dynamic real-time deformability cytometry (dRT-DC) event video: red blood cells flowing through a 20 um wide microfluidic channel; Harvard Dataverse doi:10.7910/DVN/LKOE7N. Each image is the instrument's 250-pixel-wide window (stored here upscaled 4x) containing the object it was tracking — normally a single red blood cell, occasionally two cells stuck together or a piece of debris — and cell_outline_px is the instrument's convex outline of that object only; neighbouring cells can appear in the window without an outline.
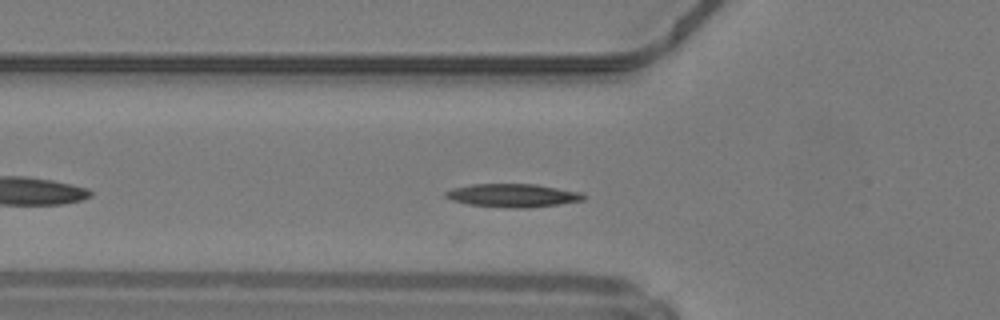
{"species": "common noctule bat (a hibernating species)", "species_latin": "Nyctalus noctula", "temperature_condition": "warm", "stored_images_in_passage": 31, "camera_frame_rate_fps": 3000, "um_per_image_px": 0.085, "animal": {"sex": "male", "body_mass_g": 19.2, "forearm_length_mm": 51.8}, "frame": {"image": 1, "passage_image": 7, "time_ms": 2.0, "image_size_px": [1000, 320], "cell_outline_px": [[588, 196], [584, 200], [560, 204], [524, 208], [508, 208], [468, 204], [452, 200], [444, 196], [444, 192], [452, 188], [472, 184], [536, 184], [580, 192]], "centroid_in_image_um": [43.59, 16.61], "position_along_channel_um": 82.2, "area_um2": 18.79}}
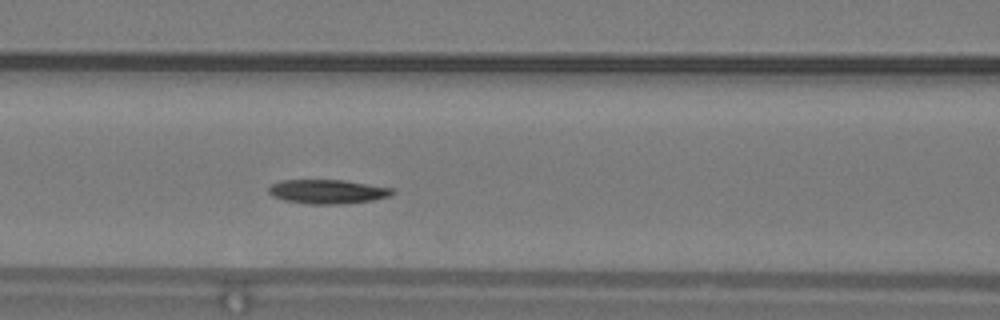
{"frame": {"image": 2, "passage_image": 11, "time_ms": 3.333, "image_size_px": [1000, 320], "cell_outline_px": [[396, 192], [388, 196], [372, 200], [344, 204], [304, 204], [284, 200], [272, 196], [268, 192], [268, 188], [272, 184], [280, 180], [344, 180], [392, 188]], "centroid_in_image_um": [27.81, 16.29], "position_along_channel_um": 138.8, "area_um2": 17.46}, "authors_computed_cell_mechanics": {"area_um2": 17.6868, "velocity_mm_per_s": 4.1831, "shape_relaxation_time_tau1_ms": 3.1563, "shape_relaxation_time_tau2_ms": null, "deformation_change_tau1": 0.138, "deformation_change_tau2": null}}